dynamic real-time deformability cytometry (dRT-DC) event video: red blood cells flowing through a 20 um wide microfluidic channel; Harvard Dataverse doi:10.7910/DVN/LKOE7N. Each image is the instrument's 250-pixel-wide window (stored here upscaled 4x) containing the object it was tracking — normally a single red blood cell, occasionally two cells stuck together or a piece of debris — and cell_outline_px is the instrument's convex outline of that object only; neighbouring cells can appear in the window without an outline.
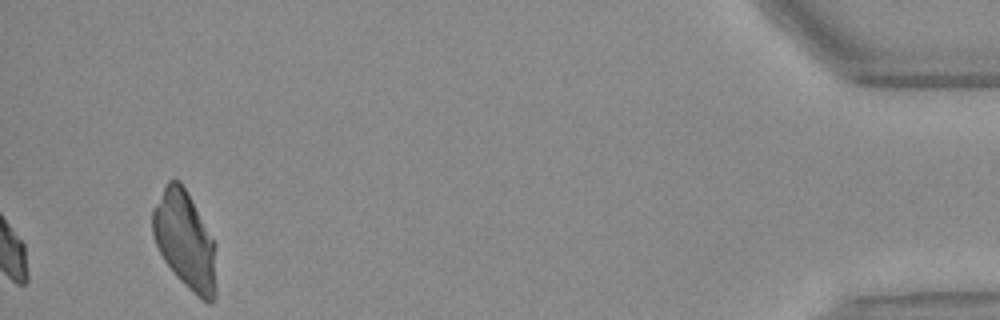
{"species": "Egyptian fruit bat (a non-hibernating species)", "species_latin": "Rousettus aegyptiacus", "temperature_condition": "warm", "stored_images_in_passage": 37, "segment_of_instrument_passage": [2, 2], "camera_frame_rate_fps": 3000, "um_per_image_px": 0.085, "animal": {"sex": "female"}, "frame": {"image": 1, "passage_image": 37, "time_ms": 12.0, "image_size_px": [1000, 320], "cell_outline_px": [[216, 300], [212, 304], [208, 304], [188, 288], [176, 276], [164, 260], [156, 244], [152, 232], [152, 212], [168, 180], [180, 180], [216, 244]], "centroid_in_image_um": [15.76, 20.5], "position_along_channel_um": 419.4, "area_um2": 36.01}}